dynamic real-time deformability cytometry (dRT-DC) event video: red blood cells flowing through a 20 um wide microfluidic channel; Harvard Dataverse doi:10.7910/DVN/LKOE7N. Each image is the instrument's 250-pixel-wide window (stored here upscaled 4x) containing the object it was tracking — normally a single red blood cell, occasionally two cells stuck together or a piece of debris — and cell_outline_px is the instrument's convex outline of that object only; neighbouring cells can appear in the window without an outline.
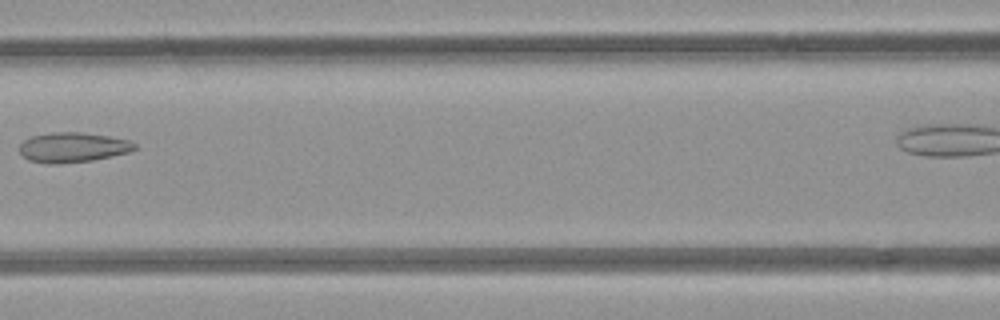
{"species": "common noctule bat (a hibernating species)", "species_latin": "Nyctalus noctula", "temperature_condition": "room temperature", "stored_images_in_passage": 8, "camera_frame_rate_fps": 3000, "um_per_image_px": 0.085, "animal": {"sex": "female", "body_mass_g": 21.9}, "frame": {"image": 1, "passage_image": 6, "time_ms": 5.667, "image_size_px": [1000, 320], "cell_outline_px": [[136, 148], [128, 152], [112, 156], [92, 160], [56, 164], [48, 164], [28, 160], [20, 152], [20, 144], [24, 140], [32, 136], [52, 132], [80, 132], [108, 136], [128, 140], [136, 144]], "centroid_in_image_um": [6.17, 12.52], "position_along_channel_um": 160.4, "area_um2": 19.94}}